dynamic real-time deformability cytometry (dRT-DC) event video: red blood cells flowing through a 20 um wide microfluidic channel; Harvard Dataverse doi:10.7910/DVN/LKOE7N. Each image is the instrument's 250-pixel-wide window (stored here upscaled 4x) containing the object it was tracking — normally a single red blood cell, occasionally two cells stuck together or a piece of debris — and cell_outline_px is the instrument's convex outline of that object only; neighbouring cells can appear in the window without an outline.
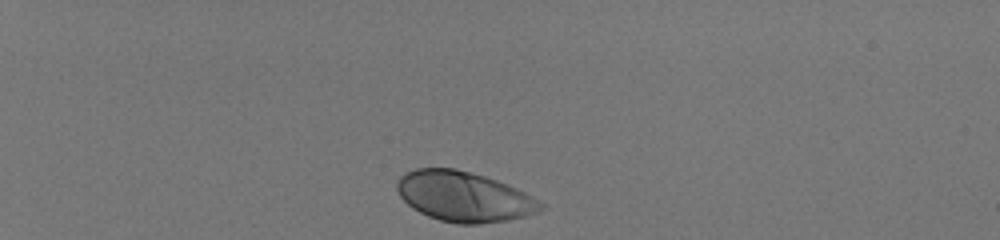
{"species": "human", "species_latin": "Homo sapiens", "temperature_condition": "room temperature", "stored_images_in_passage": 36, "camera_frame_rate_fps": 3000, "um_per_image_px": 0.085, "donor": {"sex": "male"}, "frame": {"image": 1, "passage_image": 1, "time_ms": 0.0, "image_size_px": [1000, 240], "cell_outline_px": [[548, 208], [540, 212], [508, 220], [480, 224], [456, 224], [440, 220], [428, 216], [412, 208], [400, 196], [396, 188], [396, 184], [400, 176], [416, 168], [456, 168], [484, 176], [508, 184], [524, 192], [544, 204]], "centroid_in_image_um": [39.45, 16.72], "position_along_channel_um": 45.5, "area_um2": 42.02}}
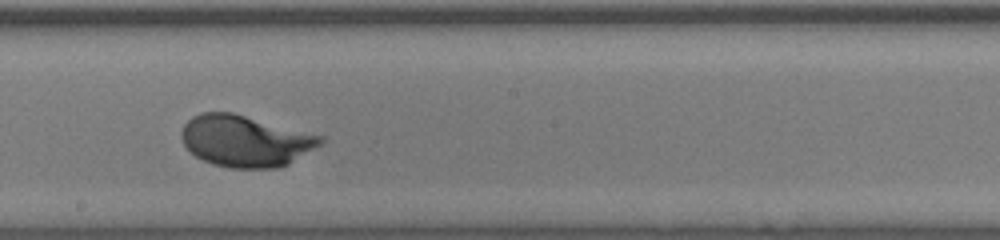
{"frame": {"image": 2, "passage_image": 21, "time_ms": 6.667, "image_size_px": [1000, 240], "cell_outline_px": [[324, 140], [320, 144], [288, 164], [276, 168], [232, 168], [212, 164], [196, 156], [184, 144], [180, 136], [180, 132], [184, 124], [192, 116], [200, 112], [232, 112], [324, 136]], "centroid_in_image_um": [20.83, 11.97], "position_along_channel_um": 227.4, "area_um2": 41.5}}
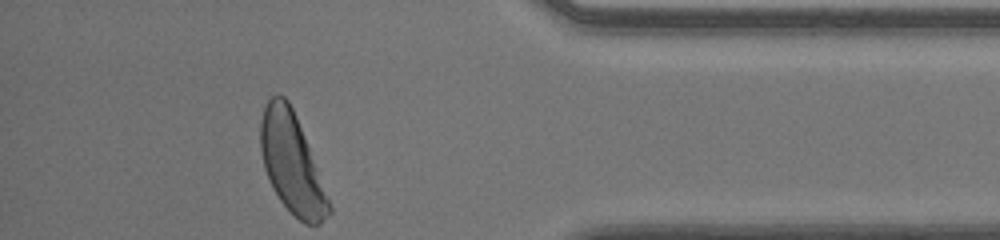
{"frame": {"image": 3, "passage_image": 36, "time_ms": 11.667, "image_size_px": [1000, 240], "cell_outline_px": [[332, 212], [320, 224], [304, 224], [280, 200], [272, 188], [264, 168], [260, 148], [260, 120], [264, 108], [268, 100], [276, 92], [284, 96], [288, 100], [296, 116], [332, 208]], "centroid_in_image_um": [24.77, 13.86], "position_along_channel_um": 410.4, "area_um2": 39.13}, "authors_computed_cell_mechanics": {"area_um2": 40.5756, "velocity_mm_per_s": 3.9927, "shape_relaxation_time_tau1_ms": 2.188, "shape_relaxation_time_tau2_ms": null, "deformation_change_tau1": 0.1768, "deformation_change_tau2": null}}